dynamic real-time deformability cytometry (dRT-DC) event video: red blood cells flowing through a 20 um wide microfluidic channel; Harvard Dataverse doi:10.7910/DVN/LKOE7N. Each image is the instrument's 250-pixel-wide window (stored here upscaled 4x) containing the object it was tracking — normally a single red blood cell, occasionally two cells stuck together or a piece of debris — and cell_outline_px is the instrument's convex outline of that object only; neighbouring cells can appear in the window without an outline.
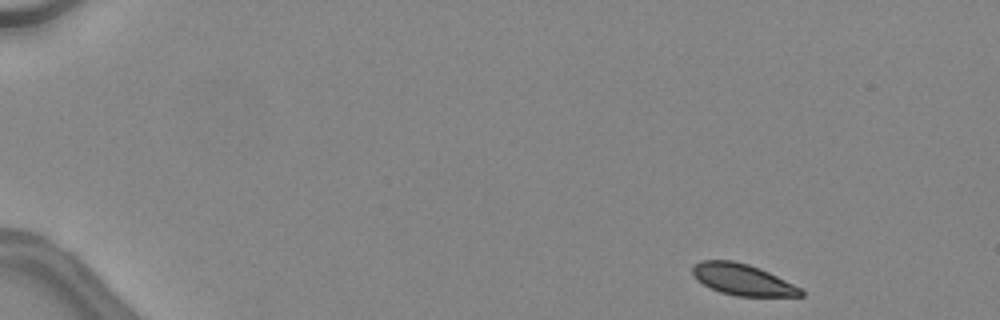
{"species": "common noctule bat (a hibernating species)", "species_latin": "Nyctalus noctula", "temperature_condition": "warm", "stored_images_in_passage": 43, "camera_frame_rate_fps": 3000, "um_per_image_px": 0.085, "animal": {"sex": "female", "body_mass_g": 24.6, "forearm_length_mm": 56.2}, "frame": {"image": 1, "passage_image": 1, "time_ms": 0.0, "image_size_px": [1000, 320], "cell_outline_px": [[804, 296], [736, 296], [720, 292], [696, 280], [692, 276], [692, 264], [700, 260], [732, 260], [748, 264], [760, 268], [800, 288], [804, 292]], "centroid_in_image_um": [63.05, 23.75], "position_along_channel_um": 21.9, "area_um2": 19.71}}
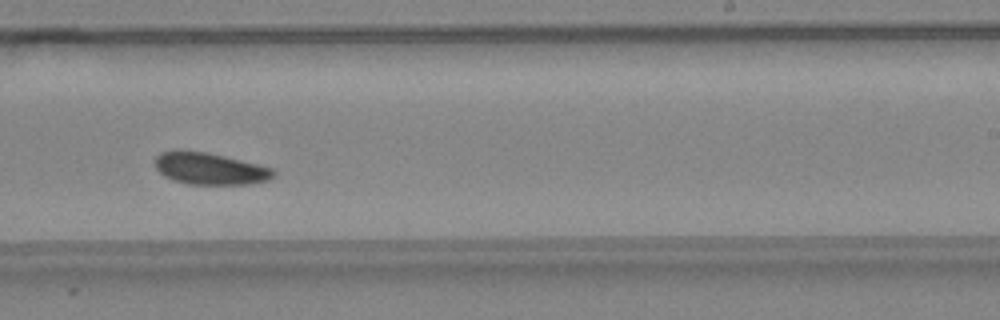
{"frame": {"image": 2, "passage_image": 27, "time_ms": 8.667, "image_size_px": [1000, 320], "cell_outline_px": [[276, 176], [268, 180], [248, 184], [188, 184], [172, 180], [164, 176], [156, 168], [156, 156], [160, 152], [208, 152], [272, 168], [276, 172]], "centroid_in_image_um": [17.88, 14.36], "position_along_channel_um": 271.1, "area_um2": 21.56}}
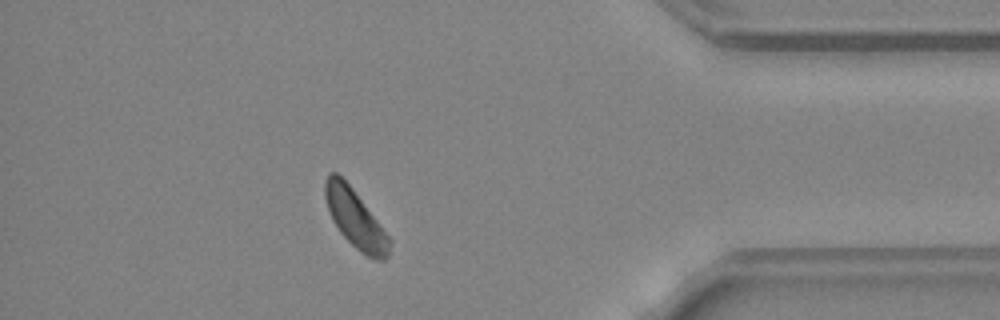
{"frame": {"image": 3, "passage_image": 38, "time_ms": 12.333, "image_size_px": [1000, 320], "cell_outline_px": [[392, 240], [388, 256], [384, 260], [376, 260], [360, 252], [340, 232], [332, 220], [324, 196], [324, 180], [328, 172], [336, 172], [352, 188]], "centroid_in_image_um": [30.19, 18.59], "position_along_channel_um": 405.0, "area_um2": 21.62}, "authors_computed_cell_mechanics": {"area_um2": 21.8484, "velocity_mm_per_s": 4.4713, "shape_relaxation_time_tau1_ms": 2.9505, "shape_relaxation_time_tau2_ms": null, "deformation_change_tau1": 0.0701, "deformation_change_tau2": null}}